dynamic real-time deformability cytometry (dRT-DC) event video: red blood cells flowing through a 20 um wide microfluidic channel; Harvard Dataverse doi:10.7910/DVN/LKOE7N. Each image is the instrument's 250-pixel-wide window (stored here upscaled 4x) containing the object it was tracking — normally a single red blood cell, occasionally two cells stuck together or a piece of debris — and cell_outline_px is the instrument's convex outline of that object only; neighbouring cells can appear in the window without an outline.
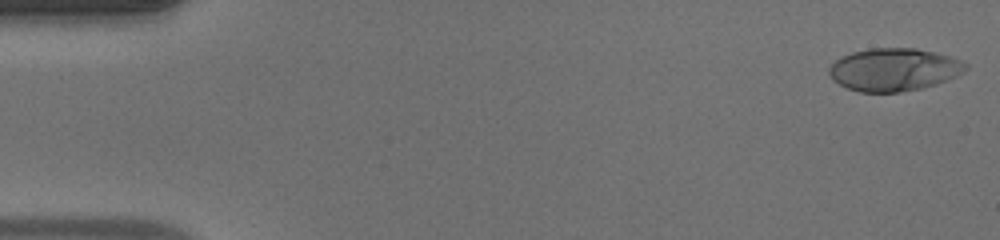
{"species": "human", "species_latin": "Homo sapiens", "temperature_condition": "warm", "stored_images_in_passage": 49, "camera_frame_rate_fps": 3000, "um_per_image_px": 0.085, "donor": {"sex": "male"}, "frame": {"image": 1, "passage_image": 1, "time_ms": 0.0, "image_size_px": [1000, 240], "cell_outline_px": [[968, 68], [956, 76], [936, 84], [920, 88], [900, 92], [860, 92], [848, 88], [832, 80], [828, 72], [828, 68], [840, 56], [852, 52], [868, 48], [916, 48], [948, 56], [960, 60], [968, 64]], "centroid_in_image_um": [75.95, 5.91], "position_along_channel_um": 9.0, "area_um2": 33.93}}
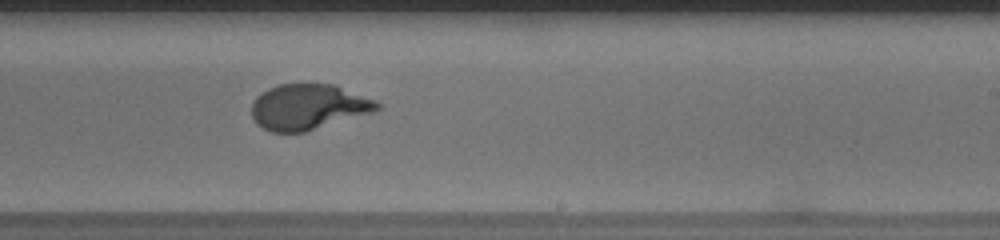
{"frame": {"image": 2, "passage_image": 30, "time_ms": 9.667, "image_size_px": [1000, 240], "cell_outline_px": [[380, 108], [372, 112], [304, 132], [272, 132], [256, 124], [252, 116], [252, 104], [256, 96], [260, 92], [268, 88], [280, 84], [332, 84], [376, 100], [380, 104]], "centroid_in_image_um": [26.17, 9.08], "position_along_channel_um": 262.8, "area_um2": 33.06}}
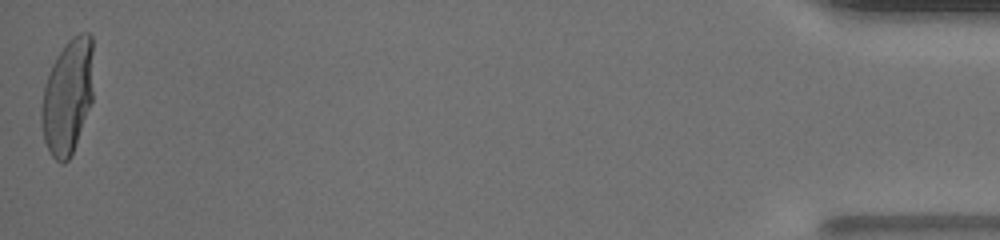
{"frame": {"image": 3, "passage_image": 49, "time_ms": 16.0, "image_size_px": [1000, 240], "cell_outline_px": [[92, 100], [72, 152], [68, 160], [64, 164], [60, 164], [52, 156], [44, 140], [40, 120], [40, 108], [44, 88], [52, 64], [56, 56], [68, 40], [72, 36], [80, 32], [88, 32], [92, 36]], "centroid_in_image_um": [5.73, 8.19], "position_along_channel_um": 429.5, "area_um2": 34.68}, "authors_computed_cell_mechanics": {"area_um2": 33.6396, "velocity_mm_per_s": 4.1451, "shape_relaxation_time_tau1_ms": 4.9405, "shape_relaxation_time_tau2_ms": null, "deformation_change_tau1": 0.271, "deformation_change_tau2": null}}